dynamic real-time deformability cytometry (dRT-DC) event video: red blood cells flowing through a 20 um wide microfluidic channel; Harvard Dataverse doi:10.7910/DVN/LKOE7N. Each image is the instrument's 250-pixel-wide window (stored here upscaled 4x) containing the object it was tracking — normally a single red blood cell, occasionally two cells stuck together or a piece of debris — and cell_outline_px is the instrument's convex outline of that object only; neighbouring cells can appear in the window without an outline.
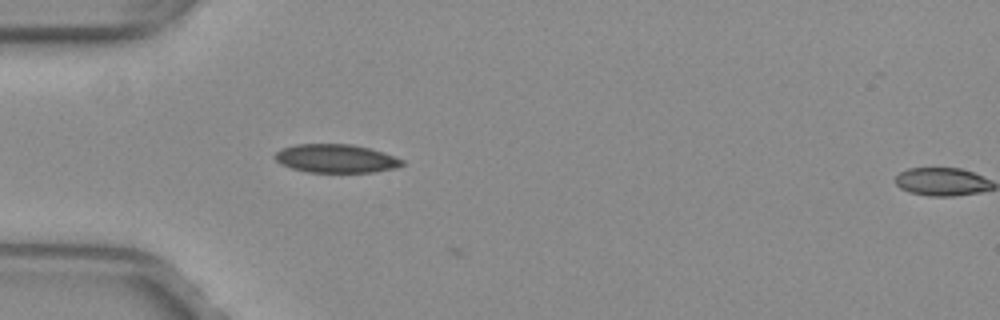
{"species": "common noctule bat (a hibernating species)", "species_latin": "Nyctalus noctula", "temperature_condition": "warm", "stored_images_in_passage": 5, "camera_frame_rate_fps": 3000, "um_per_image_px": 0.085, "animal": {"sex": "female", "body_mass_g": 29.2, "forearm_length_mm": 56.3}, "frame": {"image": 1, "passage_image": 4, "time_ms": 1.0, "image_size_px": [1000, 320], "cell_outline_px": [[404, 164], [396, 168], [372, 172], [308, 172], [292, 168], [280, 164], [276, 160], [276, 152], [284, 148], [296, 144], [352, 144], [384, 152], [404, 160]], "centroid_in_image_um": [28.58, 13.47], "position_along_channel_um": 56.4, "area_um2": 20.98}}